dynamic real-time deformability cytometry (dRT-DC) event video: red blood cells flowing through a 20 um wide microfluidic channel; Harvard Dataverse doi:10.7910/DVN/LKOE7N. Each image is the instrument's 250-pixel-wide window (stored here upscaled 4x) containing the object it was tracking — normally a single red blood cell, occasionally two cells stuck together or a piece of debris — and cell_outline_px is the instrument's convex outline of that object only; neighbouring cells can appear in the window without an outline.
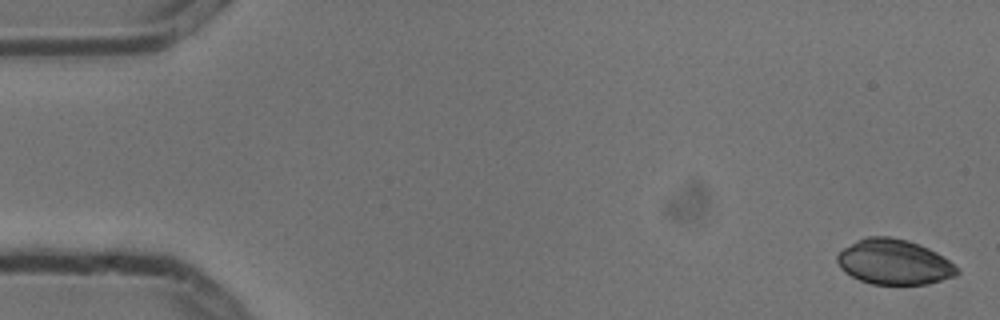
{"species": "common noctule bat (a hibernating species)", "species_latin": "Nyctalus noctula", "temperature_condition": "cold", "stored_images_in_passage": 5, "camera_frame_rate_fps": 3000, "um_per_image_px": 0.085, "animal": {"sex": "male", "body_mass_g": 13.3}, "frame": {"image": 1, "passage_image": 1, "time_ms": 0.0, "image_size_px": [1000, 320], "cell_outline_px": [[960, 272], [952, 276], [928, 284], [872, 284], [860, 280], [844, 272], [840, 268], [836, 260], [836, 256], [844, 248], [856, 240], [868, 236], [888, 236], [908, 240], [920, 244], [936, 252], [960, 268]], "centroid_in_image_um": [75.98, 22.26], "position_along_channel_um": 9.0, "area_um2": 31.5}}